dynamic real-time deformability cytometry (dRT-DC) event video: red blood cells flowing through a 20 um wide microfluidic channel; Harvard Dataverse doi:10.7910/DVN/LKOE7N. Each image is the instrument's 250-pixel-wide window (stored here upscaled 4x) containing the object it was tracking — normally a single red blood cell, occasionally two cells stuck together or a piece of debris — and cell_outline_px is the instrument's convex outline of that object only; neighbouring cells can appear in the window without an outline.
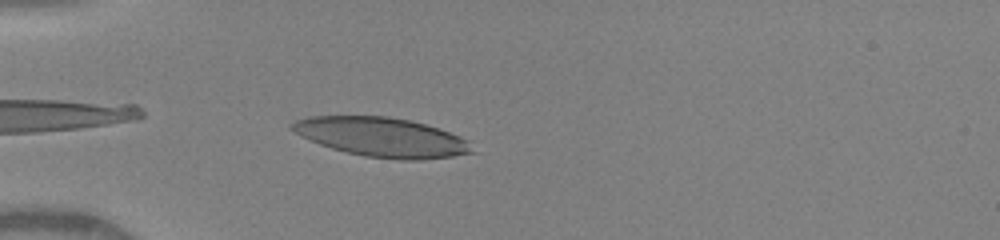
{"species": "human", "species_latin": "Homo sapiens", "temperature_condition": "warm", "stored_images_in_passage": 5, "camera_frame_rate_fps": 3000, "um_per_image_px": 0.085, "donor": {"sex": "female"}, "frame": {"image": 1, "passage_image": 3, "time_ms": 0.667, "image_size_px": [1000, 240], "cell_outline_px": [[476, 152], [452, 156], [420, 160], [400, 160], [364, 156], [332, 148], [320, 144], [288, 128], [296, 120], [308, 116], [388, 116], [408, 120], [424, 124], [448, 132], [468, 140]], "centroid_in_image_um": [32.47, 11.66], "position_along_channel_um": 52.5, "area_um2": 40.81}}